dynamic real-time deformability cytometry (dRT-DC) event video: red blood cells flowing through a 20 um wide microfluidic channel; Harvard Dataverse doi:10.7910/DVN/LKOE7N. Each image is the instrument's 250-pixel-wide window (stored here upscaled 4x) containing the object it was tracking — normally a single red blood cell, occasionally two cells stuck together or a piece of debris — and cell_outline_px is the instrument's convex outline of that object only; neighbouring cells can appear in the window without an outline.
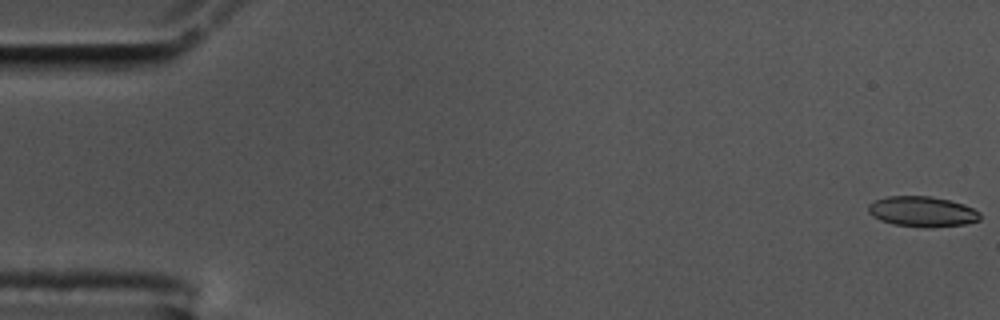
{"species": "common noctule bat (a hibernating species)", "species_latin": "Nyctalus noctula", "temperature_condition": "cold", "stored_images_in_passage": 57, "camera_frame_rate_fps": 3000, "um_per_image_px": 0.085, "animal": {"sex": "male", "body_mass_g": 17.5, "forearm_length_mm": 52.3}, "frame": {"image": 1, "passage_image": 1, "time_ms": 0.0, "image_size_px": [1000, 320], "cell_outline_px": [[980, 220], [964, 224], [928, 228], [920, 228], [892, 224], [880, 220], [872, 216], [868, 212], [868, 204], [876, 200], [888, 196], [932, 196], [964, 204], [980, 212]], "centroid_in_image_um": [78.38, 17.99], "position_along_channel_um": 6.6, "area_um2": 19.94}}
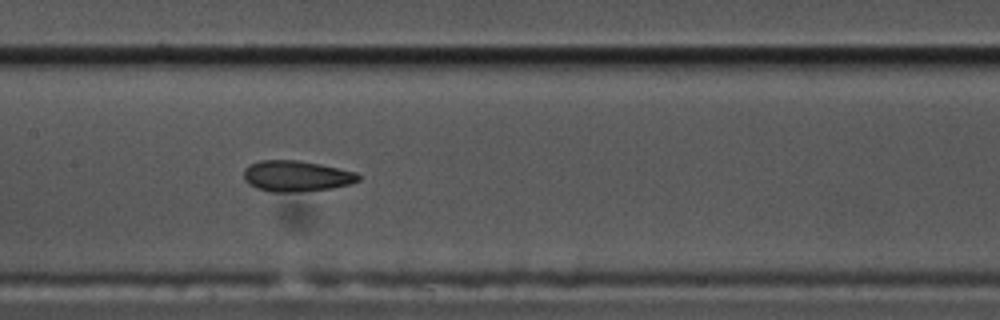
{"frame": {"image": 2, "passage_image": 28, "time_ms": 9.0, "image_size_px": [1000, 320], "cell_outline_px": [[360, 180], [348, 184], [328, 188], [292, 192], [272, 192], [256, 188], [248, 184], [244, 180], [244, 168], [248, 164], [260, 160], [296, 160], [320, 164], [356, 172], [360, 176]], "centroid_in_image_um": [25.13, 14.95], "position_along_channel_um": 182.3, "area_um2": 20.52}}
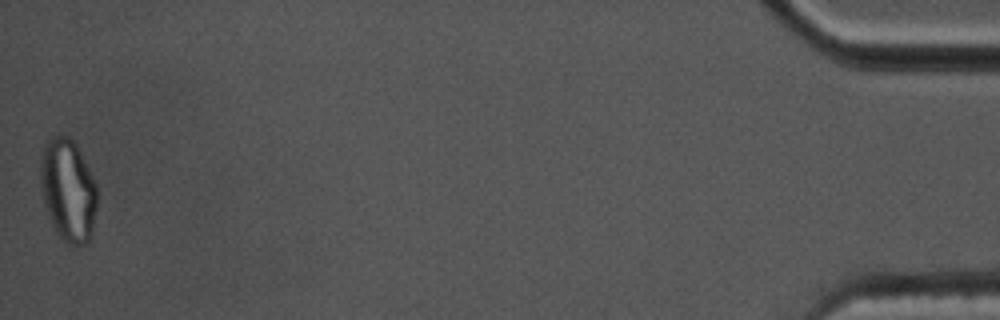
{"frame": {"image": 3, "passage_image": 57, "time_ms": 18.667, "image_size_px": [1000, 320], "cell_outline_px": [[96, 208], [92, 228], [88, 240], [84, 244], [76, 248], [68, 244], [56, 232], [48, 216], [40, 184], [40, 156], [44, 144], [52, 136], [68, 136], [76, 144], [96, 184]], "centroid_in_image_um": [5.76, 16.16], "position_along_channel_um": 429.4, "area_um2": 33.7}, "authors_computed_cell_mechanics": {"area_um2": 20.6924, "velocity_mm_per_s": 3.5438, "shape_relaxation_time_tau1_ms": null, "shape_relaxation_time_tau2_ms": 2.5341, "deformation_change_tau1": null, "deformation_change_tau2": 0.0814}}